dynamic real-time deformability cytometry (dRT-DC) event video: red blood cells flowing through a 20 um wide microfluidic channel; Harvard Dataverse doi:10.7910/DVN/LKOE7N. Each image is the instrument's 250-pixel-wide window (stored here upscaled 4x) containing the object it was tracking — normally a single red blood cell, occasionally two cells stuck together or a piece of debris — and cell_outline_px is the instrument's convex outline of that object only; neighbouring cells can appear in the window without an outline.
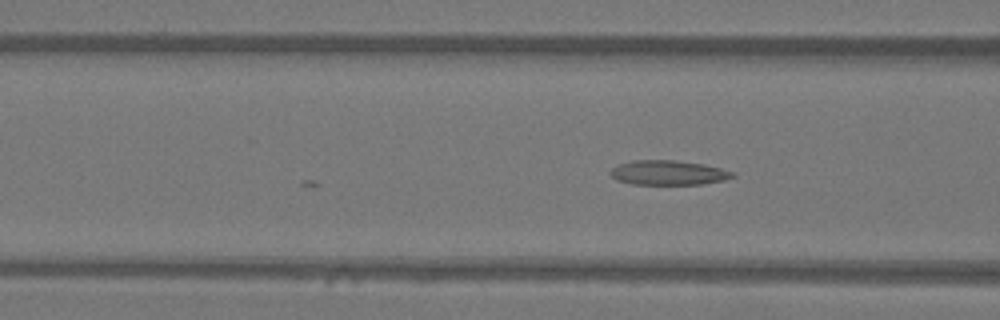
{"species": "Egyptian fruit bat (a non-hibernating species)", "species_latin": "Rousettus aegyptiacus", "temperature_condition": "warm", "stored_images_in_passage": 4, "camera_frame_rate_fps": 3000, "um_per_image_px": 0.085, "animal": {"sex": "female"}, "frame": {"image": 1, "passage_image": 4, "time_ms": 1.0, "image_size_px": [1000, 320], "cell_outline_px": [[736, 176], [724, 180], [700, 184], [632, 184], [616, 180], [608, 172], [612, 168], [620, 164], [632, 160], [676, 160], [704, 164], [736, 172]], "centroid_in_image_um": [56.82, 14.67], "position_along_channel_um": 109.8, "area_um2": 17.57}}